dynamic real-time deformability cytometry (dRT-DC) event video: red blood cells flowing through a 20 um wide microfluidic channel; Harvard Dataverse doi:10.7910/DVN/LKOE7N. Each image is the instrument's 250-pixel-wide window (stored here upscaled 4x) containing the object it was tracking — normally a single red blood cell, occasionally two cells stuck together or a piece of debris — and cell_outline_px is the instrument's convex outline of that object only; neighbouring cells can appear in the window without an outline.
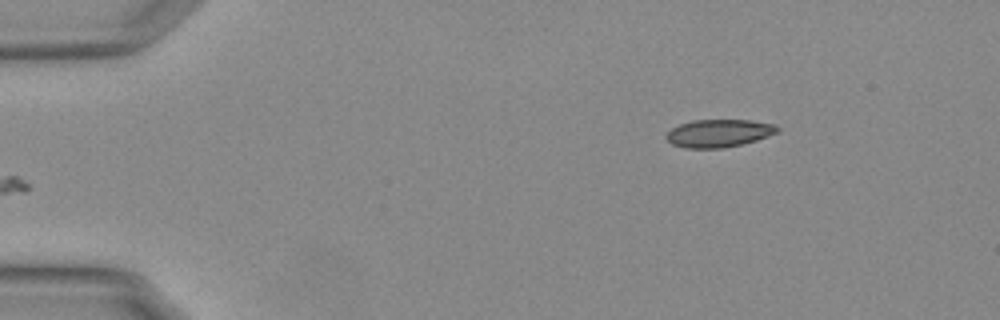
{"species": "Egyptian fruit bat (a non-hibernating species)", "species_latin": "Rousettus aegyptiacus", "temperature_condition": "warm", "stored_images_in_passage": 48, "camera_frame_rate_fps": 3000, "um_per_image_px": 0.085, "animal": {"sex": "female"}, "frame": {"image": 1, "passage_image": 1, "time_ms": 0.0, "image_size_px": [1000, 320], "cell_outline_px": [[780, 132], [756, 140], [740, 144], [720, 148], [684, 148], [672, 144], [664, 136], [672, 128], [680, 124], [692, 120], [752, 120], [776, 124], [780, 128]], "centroid_in_image_um": [61.12, 11.31], "position_along_channel_um": 23.9, "area_um2": 18.03}}
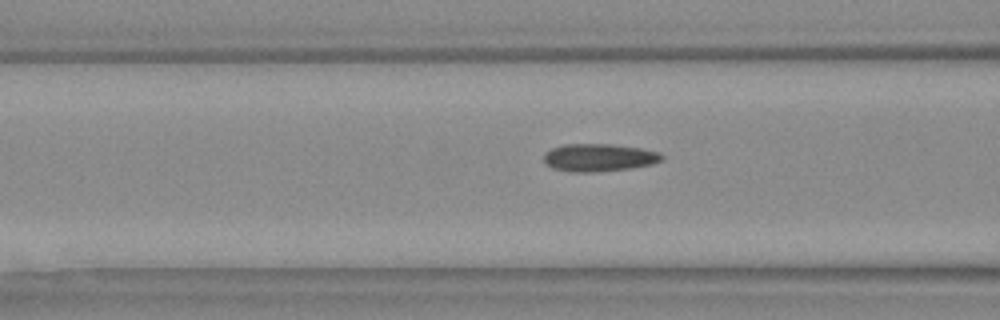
{"frame": {"image": 2, "passage_image": 15, "time_ms": 4.667, "image_size_px": [1000, 320], "cell_outline_px": [[664, 160], [652, 164], [628, 168], [588, 172], [572, 172], [552, 168], [544, 164], [544, 152], [552, 148], [564, 144], [608, 144], [640, 148], [660, 152], [664, 156]], "centroid_in_image_um": [50.89, 13.39], "position_along_channel_um": 115.7, "area_um2": 19.02}}
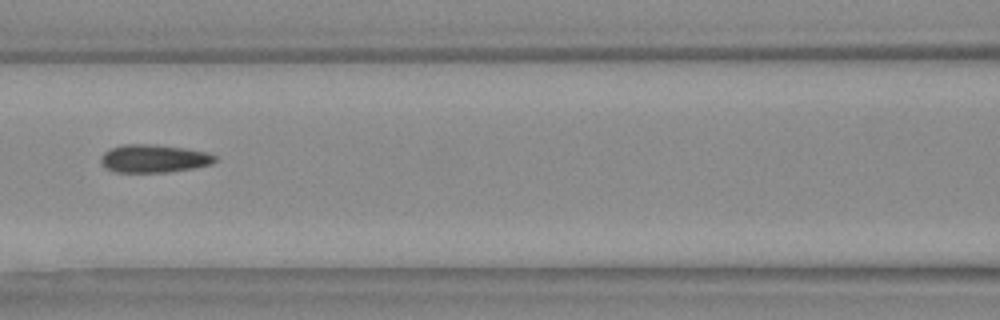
{"frame": {"image": 3, "passage_image": 18, "time_ms": 5.667, "image_size_px": [1000, 320], "cell_outline_px": [[216, 160], [212, 164], [192, 168], [168, 172], [116, 172], [104, 168], [100, 164], [100, 156], [104, 152], [112, 148], [124, 144], [152, 144], [188, 148], [208, 152], [216, 156]], "centroid_in_image_um": [13.06, 13.47], "position_along_channel_um": 153.5, "area_um2": 18.84}, "authors_computed_cell_mechanics": {"area_um2": 18.5538, "velocity_mm_per_s": 3.7644, "shape_relaxation_time_tau1_ms": 8.5619, "shape_relaxation_time_tau2_ms": 1.4877, "deformation_change_tau1": 0.1975, "deformation_change_tau2": 0.0866}}